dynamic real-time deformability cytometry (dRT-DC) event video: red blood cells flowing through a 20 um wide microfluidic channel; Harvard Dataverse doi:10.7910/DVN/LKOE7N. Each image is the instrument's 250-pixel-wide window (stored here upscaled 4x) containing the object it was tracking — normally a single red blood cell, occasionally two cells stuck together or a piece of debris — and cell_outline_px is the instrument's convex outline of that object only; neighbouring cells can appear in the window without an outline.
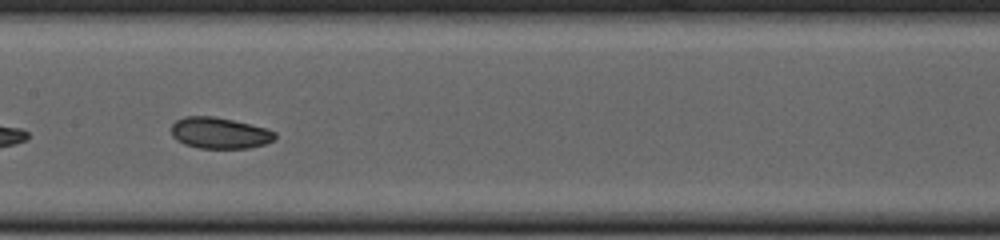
{"species": "common noctule bat (a hibernating species)", "species_latin": "Nyctalus noctula", "temperature_condition": "cold", "stored_images_in_passage": 41, "camera_frame_rate_fps": 3000, "um_per_image_px": 0.085, "animal": {"sex": "female", "body_mass_g": 23.0, "forearm_length_mm": 53.4}, "frame": {"image": 1, "passage_image": 24, "time_ms": 7.667, "image_size_px": [1000, 240], "cell_outline_px": [[276, 140], [264, 144], [248, 148], [200, 148], [184, 144], [176, 140], [172, 136], [172, 124], [176, 120], [184, 116], [212, 116], [232, 120], [268, 128], [276, 132]], "centroid_in_image_um": [18.68, 11.3], "position_along_channel_um": 188.7, "area_um2": 18.96}, "authors_computed_cell_mechanics": {"area_um2": 19.363, "velocity_mm_per_s": 3.7675, "shape_relaxation_time_tau1_ms": 4.2629, "shape_relaxation_time_tau2_ms": 6.3889, "deformation_change_tau1": 0.087, "deformation_change_tau2": 0.0896}}